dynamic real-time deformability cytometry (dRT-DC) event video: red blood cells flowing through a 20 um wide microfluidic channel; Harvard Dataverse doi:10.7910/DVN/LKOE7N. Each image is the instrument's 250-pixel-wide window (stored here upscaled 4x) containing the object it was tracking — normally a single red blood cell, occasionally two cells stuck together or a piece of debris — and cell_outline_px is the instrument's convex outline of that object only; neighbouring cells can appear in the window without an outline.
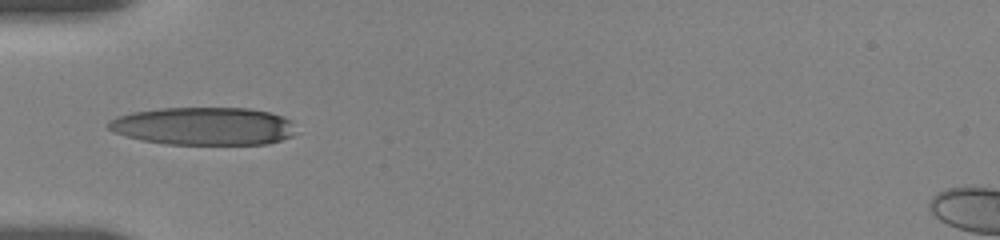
{"species": "human", "species_latin": "Homo sapiens", "temperature_condition": "room temperature", "stored_images_in_passage": 56, "camera_frame_rate_fps": 3000, "um_per_image_px": 0.085, "donor": {"sex": "female"}, "frame": {"image": 1, "passage_image": 1, "time_ms": 0.0, "image_size_px": [1000, 240], "cell_outline_px": [[292, 136], [268, 144], [164, 144], [140, 140], [124, 136], [108, 128], [108, 124], [112, 120], [120, 116], [132, 112], [160, 108], [248, 108], [272, 112], [284, 116], [292, 120]], "centroid_in_image_um": [17.33, 10.72], "position_along_channel_um": 67.7, "area_um2": 41.38}}
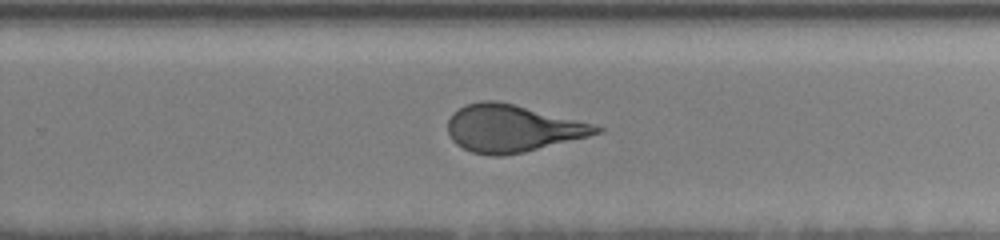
{"frame": {"image": 2, "passage_image": 23, "time_ms": 6.0, "image_size_px": [1000, 240], "cell_outline_px": [[604, 132], [524, 152], [504, 156], [492, 156], [472, 152], [456, 144], [452, 140], [448, 132], [448, 120], [452, 112], [464, 104], [484, 100], [496, 100], [592, 124], [604, 128]], "centroid_in_image_um": [43.49, 10.92], "position_along_channel_um": 286.3, "area_um2": 40.52}}
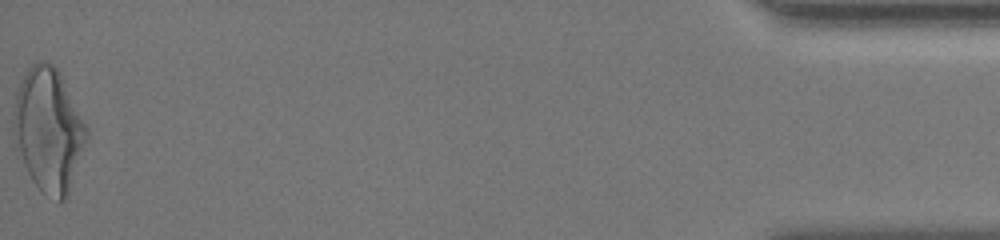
{"frame": {"image": 3, "passage_image": 56, "time_ms": 12.333, "image_size_px": [1000, 240], "cell_outline_px": [[88, 136], [68, 196], [60, 204], [44, 196], [40, 192], [16, 156], [12, 136], [12, 124], [16, 92], [28, 68], [32, 64], [40, 60], [48, 60], [60, 72], [88, 128]], "centroid_in_image_um": [4.09, 11.1], "position_along_channel_um": 431.1, "area_um2": 53.7}, "authors_computed_cell_mechanics": {"area_um2": 41.3848, "velocity_mm_per_s": 3.6543, "shape_relaxation_time_tau1_ms": 5.1521, "shape_relaxation_time_tau2_ms": 1.0786, "deformation_change_tau1": 0.2098, "deformation_change_tau2": 0.1012}}